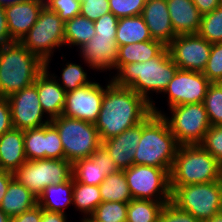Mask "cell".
I'll list each match as a JSON object with an SVG mask.
<instances>
[{
  "label": "cell",
  "instance_id": "obj_1",
  "mask_svg": "<svg viewBox=\"0 0 222 222\" xmlns=\"http://www.w3.org/2000/svg\"><path fill=\"white\" fill-rule=\"evenodd\" d=\"M151 113V104L142 96L110 80L104 88L101 110L94 124L103 141L140 124Z\"/></svg>",
  "mask_w": 222,
  "mask_h": 222
},
{
  "label": "cell",
  "instance_id": "obj_2",
  "mask_svg": "<svg viewBox=\"0 0 222 222\" xmlns=\"http://www.w3.org/2000/svg\"><path fill=\"white\" fill-rule=\"evenodd\" d=\"M178 69L166 47L157 57L146 62L122 65L111 81L117 86L131 88L152 105L155 101L148 93L164 92Z\"/></svg>",
  "mask_w": 222,
  "mask_h": 222
},
{
  "label": "cell",
  "instance_id": "obj_3",
  "mask_svg": "<svg viewBox=\"0 0 222 222\" xmlns=\"http://www.w3.org/2000/svg\"><path fill=\"white\" fill-rule=\"evenodd\" d=\"M179 144L162 115L151 113L142 122V135L133 165H147L170 169Z\"/></svg>",
  "mask_w": 222,
  "mask_h": 222
},
{
  "label": "cell",
  "instance_id": "obj_4",
  "mask_svg": "<svg viewBox=\"0 0 222 222\" xmlns=\"http://www.w3.org/2000/svg\"><path fill=\"white\" fill-rule=\"evenodd\" d=\"M45 63L20 41L0 46V85L5 97L35 83Z\"/></svg>",
  "mask_w": 222,
  "mask_h": 222
},
{
  "label": "cell",
  "instance_id": "obj_5",
  "mask_svg": "<svg viewBox=\"0 0 222 222\" xmlns=\"http://www.w3.org/2000/svg\"><path fill=\"white\" fill-rule=\"evenodd\" d=\"M169 175L170 187L220 181L222 166L200 144L179 145Z\"/></svg>",
  "mask_w": 222,
  "mask_h": 222
},
{
  "label": "cell",
  "instance_id": "obj_6",
  "mask_svg": "<svg viewBox=\"0 0 222 222\" xmlns=\"http://www.w3.org/2000/svg\"><path fill=\"white\" fill-rule=\"evenodd\" d=\"M171 203L182 211L192 214L202 222L221 212L222 182L213 181L170 187Z\"/></svg>",
  "mask_w": 222,
  "mask_h": 222
},
{
  "label": "cell",
  "instance_id": "obj_7",
  "mask_svg": "<svg viewBox=\"0 0 222 222\" xmlns=\"http://www.w3.org/2000/svg\"><path fill=\"white\" fill-rule=\"evenodd\" d=\"M50 123L59 133L64 159L72 164L90 157L102 145L94 123L63 115L52 118Z\"/></svg>",
  "mask_w": 222,
  "mask_h": 222
},
{
  "label": "cell",
  "instance_id": "obj_8",
  "mask_svg": "<svg viewBox=\"0 0 222 222\" xmlns=\"http://www.w3.org/2000/svg\"><path fill=\"white\" fill-rule=\"evenodd\" d=\"M171 117L151 105L152 113L162 115L179 145L200 144L211 124L203 103H191L170 107Z\"/></svg>",
  "mask_w": 222,
  "mask_h": 222
},
{
  "label": "cell",
  "instance_id": "obj_9",
  "mask_svg": "<svg viewBox=\"0 0 222 222\" xmlns=\"http://www.w3.org/2000/svg\"><path fill=\"white\" fill-rule=\"evenodd\" d=\"M64 26L65 22L58 13L44 6L36 23L20 40L30 52L45 63L46 70H49L50 58L55 49L65 44Z\"/></svg>",
  "mask_w": 222,
  "mask_h": 222
},
{
  "label": "cell",
  "instance_id": "obj_10",
  "mask_svg": "<svg viewBox=\"0 0 222 222\" xmlns=\"http://www.w3.org/2000/svg\"><path fill=\"white\" fill-rule=\"evenodd\" d=\"M13 175L38 199L47 186L73 178L72 163L66 159L27 160Z\"/></svg>",
  "mask_w": 222,
  "mask_h": 222
},
{
  "label": "cell",
  "instance_id": "obj_11",
  "mask_svg": "<svg viewBox=\"0 0 222 222\" xmlns=\"http://www.w3.org/2000/svg\"><path fill=\"white\" fill-rule=\"evenodd\" d=\"M170 171L147 165L124 169L132 199L170 202Z\"/></svg>",
  "mask_w": 222,
  "mask_h": 222
},
{
  "label": "cell",
  "instance_id": "obj_12",
  "mask_svg": "<svg viewBox=\"0 0 222 222\" xmlns=\"http://www.w3.org/2000/svg\"><path fill=\"white\" fill-rule=\"evenodd\" d=\"M13 128L20 130H29L43 127L51 122L48 116L43 117L45 112L42 109L38 97V91L35 83L17 91L8 97Z\"/></svg>",
  "mask_w": 222,
  "mask_h": 222
},
{
  "label": "cell",
  "instance_id": "obj_13",
  "mask_svg": "<svg viewBox=\"0 0 222 222\" xmlns=\"http://www.w3.org/2000/svg\"><path fill=\"white\" fill-rule=\"evenodd\" d=\"M212 44L199 34L177 35L167 49L181 70L203 72L211 53Z\"/></svg>",
  "mask_w": 222,
  "mask_h": 222
},
{
  "label": "cell",
  "instance_id": "obj_14",
  "mask_svg": "<svg viewBox=\"0 0 222 222\" xmlns=\"http://www.w3.org/2000/svg\"><path fill=\"white\" fill-rule=\"evenodd\" d=\"M210 83L202 72L178 69L163 93L168 95L169 108L203 103Z\"/></svg>",
  "mask_w": 222,
  "mask_h": 222
},
{
  "label": "cell",
  "instance_id": "obj_15",
  "mask_svg": "<svg viewBox=\"0 0 222 222\" xmlns=\"http://www.w3.org/2000/svg\"><path fill=\"white\" fill-rule=\"evenodd\" d=\"M104 86L96 81L66 93L62 115L95 123L102 106Z\"/></svg>",
  "mask_w": 222,
  "mask_h": 222
},
{
  "label": "cell",
  "instance_id": "obj_16",
  "mask_svg": "<svg viewBox=\"0 0 222 222\" xmlns=\"http://www.w3.org/2000/svg\"><path fill=\"white\" fill-rule=\"evenodd\" d=\"M120 169L101 145L90 157L79 159L72 164V177L80 183L99 186L104 179Z\"/></svg>",
  "mask_w": 222,
  "mask_h": 222
},
{
  "label": "cell",
  "instance_id": "obj_17",
  "mask_svg": "<svg viewBox=\"0 0 222 222\" xmlns=\"http://www.w3.org/2000/svg\"><path fill=\"white\" fill-rule=\"evenodd\" d=\"M80 55L84 62L94 70H112L118 58V46L116 35H95L80 48Z\"/></svg>",
  "mask_w": 222,
  "mask_h": 222
},
{
  "label": "cell",
  "instance_id": "obj_18",
  "mask_svg": "<svg viewBox=\"0 0 222 222\" xmlns=\"http://www.w3.org/2000/svg\"><path fill=\"white\" fill-rule=\"evenodd\" d=\"M45 0H28L5 8L8 30L14 41H20L36 23Z\"/></svg>",
  "mask_w": 222,
  "mask_h": 222
},
{
  "label": "cell",
  "instance_id": "obj_19",
  "mask_svg": "<svg viewBox=\"0 0 222 222\" xmlns=\"http://www.w3.org/2000/svg\"><path fill=\"white\" fill-rule=\"evenodd\" d=\"M142 135V122L126 129L118 136L102 141L110 157L120 170L133 165L134 156Z\"/></svg>",
  "mask_w": 222,
  "mask_h": 222
},
{
  "label": "cell",
  "instance_id": "obj_20",
  "mask_svg": "<svg viewBox=\"0 0 222 222\" xmlns=\"http://www.w3.org/2000/svg\"><path fill=\"white\" fill-rule=\"evenodd\" d=\"M141 15L153 40L167 46L177 36L173 30L166 0H147Z\"/></svg>",
  "mask_w": 222,
  "mask_h": 222
},
{
  "label": "cell",
  "instance_id": "obj_21",
  "mask_svg": "<svg viewBox=\"0 0 222 222\" xmlns=\"http://www.w3.org/2000/svg\"><path fill=\"white\" fill-rule=\"evenodd\" d=\"M56 78V75L45 69L36 79L40 104L50 119L61 116L65 106L66 91Z\"/></svg>",
  "mask_w": 222,
  "mask_h": 222
},
{
  "label": "cell",
  "instance_id": "obj_22",
  "mask_svg": "<svg viewBox=\"0 0 222 222\" xmlns=\"http://www.w3.org/2000/svg\"><path fill=\"white\" fill-rule=\"evenodd\" d=\"M176 35L198 34L202 14L192 0H166Z\"/></svg>",
  "mask_w": 222,
  "mask_h": 222
},
{
  "label": "cell",
  "instance_id": "obj_23",
  "mask_svg": "<svg viewBox=\"0 0 222 222\" xmlns=\"http://www.w3.org/2000/svg\"><path fill=\"white\" fill-rule=\"evenodd\" d=\"M27 161L24 148V131L12 128L0 136V171L14 173Z\"/></svg>",
  "mask_w": 222,
  "mask_h": 222
},
{
  "label": "cell",
  "instance_id": "obj_24",
  "mask_svg": "<svg viewBox=\"0 0 222 222\" xmlns=\"http://www.w3.org/2000/svg\"><path fill=\"white\" fill-rule=\"evenodd\" d=\"M38 204V199L26 187L13 178L2 199L0 209L10 218L20 215Z\"/></svg>",
  "mask_w": 222,
  "mask_h": 222
},
{
  "label": "cell",
  "instance_id": "obj_25",
  "mask_svg": "<svg viewBox=\"0 0 222 222\" xmlns=\"http://www.w3.org/2000/svg\"><path fill=\"white\" fill-rule=\"evenodd\" d=\"M167 46L157 40L136 42L118 47L116 71L124 64L146 62L157 57Z\"/></svg>",
  "mask_w": 222,
  "mask_h": 222
},
{
  "label": "cell",
  "instance_id": "obj_26",
  "mask_svg": "<svg viewBox=\"0 0 222 222\" xmlns=\"http://www.w3.org/2000/svg\"><path fill=\"white\" fill-rule=\"evenodd\" d=\"M71 204H73V178L60 184L47 186L38 197V205L51 212L66 214L64 209Z\"/></svg>",
  "mask_w": 222,
  "mask_h": 222
},
{
  "label": "cell",
  "instance_id": "obj_27",
  "mask_svg": "<svg viewBox=\"0 0 222 222\" xmlns=\"http://www.w3.org/2000/svg\"><path fill=\"white\" fill-rule=\"evenodd\" d=\"M153 40L142 15L118 19L117 46Z\"/></svg>",
  "mask_w": 222,
  "mask_h": 222
},
{
  "label": "cell",
  "instance_id": "obj_28",
  "mask_svg": "<svg viewBox=\"0 0 222 222\" xmlns=\"http://www.w3.org/2000/svg\"><path fill=\"white\" fill-rule=\"evenodd\" d=\"M102 202L129 203L132 196L124 170L109 174L99 185Z\"/></svg>",
  "mask_w": 222,
  "mask_h": 222
},
{
  "label": "cell",
  "instance_id": "obj_29",
  "mask_svg": "<svg viewBox=\"0 0 222 222\" xmlns=\"http://www.w3.org/2000/svg\"><path fill=\"white\" fill-rule=\"evenodd\" d=\"M96 34L94 22L88 18L77 15L65 22L64 43L65 45L80 48Z\"/></svg>",
  "mask_w": 222,
  "mask_h": 222
},
{
  "label": "cell",
  "instance_id": "obj_30",
  "mask_svg": "<svg viewBox=\"0 0 222 222\" xmlns=\"http://www.w3.org/2000/svg\"><path fill=\"white\" fill-rule=\"evenodd\" d=\"M102 203L99 186L77 182L73 178V204L83 217L91 216L97 206Z\"/></svg>",
  "mask_w": 222,
  "mask_h": 222
},
{
  "label": "cell",
  "instance_id": "obj_31",
  "mask_svg": "<svg viewBox=\"0 0 222 222\" xmlns=\"http://www.w3.org/2000/svg\"><path fill=\"white\" fill-rule=\"evenodd\" d=\"M168 202L132 199L128 203L126 222H159L162 208Z\"/></svg>",
  "mask_w": 222,
  "mask_h": 222
},
{
  "label": "cell",
  "instance_id": "obj_32",
  "mask_svg": "<svg viewBox=\"0 0 222 222\" xmlns=\"http://www.w3.org/2000/svg\"><path fill=\"white\" fill-rule=\"evenodd\" d=\"M198 34L211 44L222 42V5L202 15Z\"/></svg>",
  "mask_w": 222,
  "mask_h": 222
},
{
  "label": "cell",
  "instance_id": "obj_33",
  "mask_svg": "<svg viewBox=\"0 0 222 222\" xmlns=\"http://www.w3.org/2000/svg\"><path fill=\"white\" fill-rule=\"evenodd\" d=\"M24 148L27 160L45 159L46 125L24 131Z\"/></svg>",
  "mask_w": 222,
  "mask_h": 222
},
{
  "label": "cell",
  "instance_id": "obj_34",
  "mask_svg": "<svg viewBox=\"0 0 222 222\" xmlns=\"http://www.w3.org/2000/svg\"><path fill=\"white\" fill-rule=\"evenodd\" d=\"M211 125H222V83H210L203 101Z\"/></svg>",
  "mask_w": 222,
  "mask_h": 222
},
{
  "label": "cell",
  "instance_id": "obj_35",
  "mask_svg": "<svg viewBox=\"0 0 222 222\" xmlns=\"http://www.w3.org/2000/svg\"><path fill=\"white\" fill-rule=\"evenodd\" d=\"M62 82L60 83V77L58 84L67 92L74 91L77 88L90 84L92 81L88 79L87 72L81 65L76 63L67 62L62 69L61 74Z\"/></svg>",
  "mask_w": 222,
  "mask_h": 222
},
{
  "label": "cell",
  "instance_id": "obj_36",
  "mask_svg": "<svg viewBox=\"0 0 222 222\" xmlns=\"http://www.w3.org/2000/svg\"><path fill=\"white\" fill-rule=\"evenodd\" d=\"M128 203L102 202L91 215L99 222H126Z\"/></svg>",
  "mask_w": 222,
  "mask_h": 222
},
{
  "label": "cell",
  "instance_id": "obj_37",
  "mask_svg": "<svg viewBox=\"0 0 222 222\" xmlns=\"http://www.w3.org/2000/svg\"><path fill=\"white\" fill-rule=\"evenodd\" d=\"M202 73L211 83H222V42L212 44L209 59Z\"/></svg>",
  "mask_w": 222,
  "mask_h": 222
},
{
  "label": "cell",
  "instance_id": "obj_38",
  "mask_svg": "<svg viewBox=\"0 0 222 222\" xmlns=\"http://www.w3.org/2000/svg\"><path fill=\"white\" fill-rule=\"evenodd\" d=\"M110 11L119 19L141 15L147 0H108Z\"/></svg>",
  "mask_w": 222,
  "mask_h": 222
},
{
  "label": "cell",
  "instance_id": "obj_39",
  "mask_svg": "<svg viewBox=\"0 0 222 222\" xmlns=\"http://www.w3.org/2000/svg\"><path fill=\"white\" fill-rule=\"evenodd\" d=\"M200 145L222 166V125H211Z\"/></svg>",
  "mask_w": 222,
  "mask_h": 222
},
{
  "label": "cell",
  "instance_id": "obj_40",
  "mask_svg": "<svg viewBox=\"0 0 222 222\" xmlns=\"http://www.w3.org/2000/svg\"><path fill=\"white\" fill-rule=\"evenodd\" d=\"M45 6L66 22L80 15L81 0H45Z\"/></svg>",
  "mask_w": 222,
  "mask_h": 222
},
{
  "label": "cell",
  "instance_id": "obj_41",
  "mask_svg": "<svg viewBox=\"0 0 222 222\" xmlns=\"http://www.w3.org/2000/svg\"><path fill=\"white\" fill-rule=\"evenodd\" d=\"M45 158L64 159V149L59 133L51 123L46 125Z\"/></svg>",
  "mask_w": 222,
  "mask_h": 222
},
{
  "label": "cell",
  "instance_id": "obj_42",
  "mask_svg": "<svg viewBox=\"0 0 222 222\" xmlns=\"http://www.w3.org/2000/svg\"><path fill=\"white\" fill-rule=\"evenodd\" d=\"M111 12L108 0H81L80 15L95 22L99 17Z\"/></svg>",
  "mask_w": 222,
  "mask_h": 222
},
{
  "label": "cell",
  "instance_id": "obj_43",
  "mask_svg": "<svg viewBox=\"0 0 222 222\" xmlns=\"http://www.w3.org/2000/svg\"><path fill=\"white\" fill-rule=\"evenodd\" d=\"M159 222H202L192 214L182 211L173 203L168 202L164 205L159 216Z\"/></svg>",
  "mask_w": 222,
  "mask_h": 222
},
{
  "label": "cell",
  "instance_id": "obj_44",
  "mask_svg": "<svg viewBox=\"0 0 222 222\" xmlns=\"http://www.w3.org/2000/svg\"><path fill=\"white\" fill-rule=\"evenodd\" d=\"M118 25V18L112 13L109 12L101 17H99L94 22L95 35L99 36H111L116 35Z\"/></svg>",
  "mask_w": 222,
  "mask_h": 222
},
{
  "label": "cell",
  "instance_id": "obj_45",
  "mask_svg": "<svg viewBox=\"0 0 222 222\" xmlns=\"http://www.w3.org/2000/svg\"><path fill=\"white\" fill-rule=\"evenodd\" d=\"M13 128L11 108L7 97L0 99V136Z\"/></svg>",
  "mask_w": 222,
  "mask_h": 222
},
{
  "label": "cell",
  "instance_id": "obj_46",
  "mask_svg": "<svg viewBox=\"0 0 222 222\" xmlns=\"http://www.w3.org/2000/svg\"><path fill=\"white\" fill-rule=\"evenodd\" d=\"M42 208L37 204L20 215L11 217L10 222H41Z\"/></svg>",
  "mask_w": 222,
  "mask_h": 222
},
{
  "label": "cell",
  "instance_id": "obj_47",
  "mask_svg": "<svg viewBox=\"0 0 222 222\" xmlns=\"http://www.w3.org/2000/svg\"><path fill=\"white\" fill-rule=\"evenodd\" d=\"M12 42H14V40L11 38L8 30L5 8L0 6V46Z\"/></svg>",
  "mask_w": 222,
  "mask_h": 222
},
{
  "label": "cell",
  "instance_id": "obj_48",
  "mask_svg": "<svg viewBox=\"0 0 222 222\" xmlns=\"http://www.w3.org/2000/svg\"><path fill=\"white\" fill-rule=\"evenodd\" d=\"M199 12L204 15L221 5V0H192Z\"/></svg>",
  "mask_w": 222,
  "mask_h": 222
},
{
  "label": "cell",
  "instance_id": "obj_49",
  "mask_svg": "<svg viewBox=\"0 0 222 222\" xmlns=\"http://www.w3.org/2000/svg\"><path fill=\"white\" fill-rule=\"evenodd\" d=\"M14 178L12 172L9 171H0V205L3 197L5 196L10 181Z\"/></svg>",
  "mask_w": 222,
  "mask_h": 222
},
{
  "label": "cell",
  "instance_id": "obj_50",
  "mask_svg": "<svg viewBox=\"0 0 222 222\" xmlns=\"http://www.w3.org/2000/svg\"><path fill=\"white\" fill-rule=\"evenodd\" d=\"M41 222H67V216L64 213L42 209Z\"/></svg>",
  "mask_w": 222,
  "mask_h": 222
},
{
  "label": "cell",
  "instance_id": "obj_51",
  "mask_svg": "<svg viewBox=\"0 0 222 222\" xmlns=\"http://www.w3.org/2000/svg\"><path fill=\"white\" fill-rule=\"evenodd\" d=\"M24 1H28V0H0V6L2 8H7L9 6H12L14 4L24 2Z\"/></svg>",
  "mask_w": 222,
  "mask_h": 222
},
{
  "label": "cell",
  "instance_id": "obj_52",
  "mask_svg": "<svg viewBox=\"0 0 222 222\" xmlns=\"http://www.w3.org/2000/svg\"><path fill=\"white\" fill-rule=\"evenodd\" d=\"M205 222H222V214L218 213L215 216H213L211 219Z\"/></svg>",
  "mask_w": 222,
  "mask_h": 222
},
{
  "label": "cell",
  "instance_id": "obj_53",
  "mask_svg": "<svg viewBox=\"0 0 222 222\" xmlns=\"http://www.w3.org/2000/svg\"><path fill=\"white\" fill-rule=\"evenodd\" d=\"M10 217L0 209V222H10Z\"/></svg>",
  "mask_w": 222,
  "mask_h": 222
},
{
  "label": "cell",
  "instance_id": "obj_54",
  "mask_svg": "<svg viewBox=\"0 0 222 222\" xmlns=\"http://www.w3.org/2000/svg\"><path fill=\"white\" fill-rule=\"evenodd\" d=\"M81 219H82L81 222H99V221L95 220L92 216H87L84 218L82 217Z\"/></svg>",
  "mask_w": 222,
  "mask_h": 222
},
{
  "label": "cell",
  "instance_id": "obj_55",
  "mask_svg": "<svg viewBox=\"0 0 222 222\" xmlns=\"http://www.w3.org/2000/svg\"><path fill=\"white\" fill-rule=\"evenodd\" d=\"M3 97H5V96H4L3 93H2L1 85H0V99L3 98Z\"/></svg>",
  "mask_w": 222,
  "mask_h": 222
}]
</instances>
